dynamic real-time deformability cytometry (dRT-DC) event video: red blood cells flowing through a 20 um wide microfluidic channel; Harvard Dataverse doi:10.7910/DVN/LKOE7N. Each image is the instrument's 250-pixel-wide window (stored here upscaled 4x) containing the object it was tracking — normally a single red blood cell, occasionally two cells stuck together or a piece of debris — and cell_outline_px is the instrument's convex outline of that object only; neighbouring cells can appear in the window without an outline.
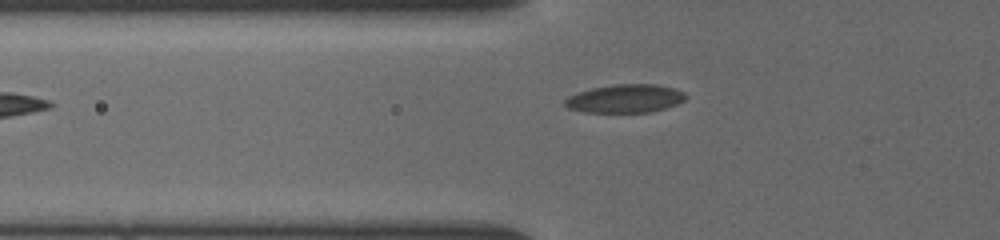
{"species": "common noctule bat (a hibernating species)", "species_latin": "Nyctalus noctula", "temperature_condition": "cold", "stored_images_in_passage": 8, "camera_frame_rate_fps": 3000, "um_per_image_px": 0.085, "animal": {"sex": "female", "body_mass_g": 19.5, "forearm_length_mm": 54.1}, "frame": {"image": 1, "passage_image": 3, "time_ms": 0.333, "image_size_px": [1000, 240], "cell_outline_px": [[688, 96], [684, 100], [668, 108], [652, 112], [584, 112], [568, 108], [564, 104], [564, 100], [568, 96], [592, 88], [616, 84], [656, 84], [672, 88], [684, 92]], "centroid_in_image_um": [53.16, 8.38], "position_along_channel_um": 72.6, "area_um2": 19.94}}
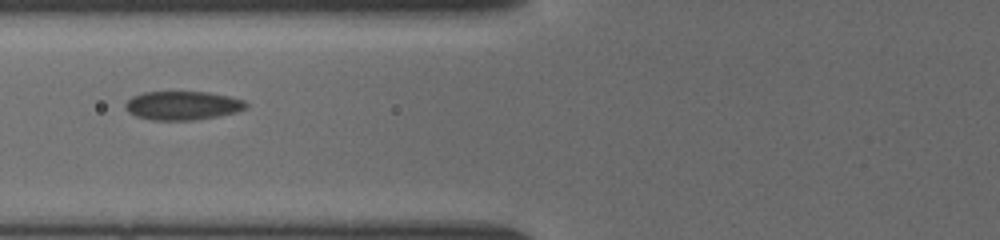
{"frame": {"image": 2, "passage_image": 7, "time_ms": 1.333, "image_size_px": [1000, 240], "cell_outline_px": [[248, 108], [236, 112], [216, 116], [188, 120], [156, 120], [136, 116], [128, 112], [124, 104], [132, 96], [144, 92], [208, 92], [228, 96], [244, 100], [248, 104]], "centroid_in_image_um": [15.52, 8.96], "position_along_channel_um": 110.3, "area_um2": 20.06}}